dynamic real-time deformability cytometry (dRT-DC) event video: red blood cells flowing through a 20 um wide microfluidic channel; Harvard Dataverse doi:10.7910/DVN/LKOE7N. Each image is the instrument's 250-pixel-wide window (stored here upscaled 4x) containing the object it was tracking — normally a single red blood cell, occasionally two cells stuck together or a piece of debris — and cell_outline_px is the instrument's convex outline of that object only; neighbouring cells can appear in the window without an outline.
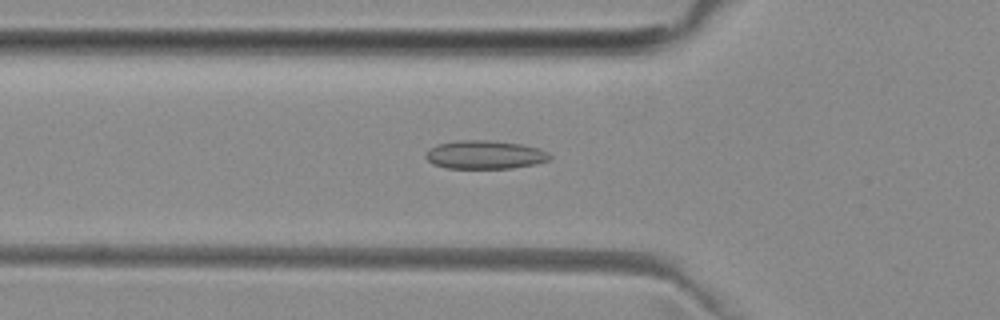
{"species": "common noctule bat (a hibernating species)", "species_latin": "Nyctalus noctula", "temperature_condition": "room temperature", "stored_images_in_passage": 49, "camera_frame_rate_fps": 3000, "um_per_image_px": 0.085, "animal": {"sex": "female", "body_mass_g": 29.2, "forearm_length_mm": 56.3}, "frame": {"image": 1, "passage_image": 18, "time_ms": 5.667, "image_size_px": [1000, 320], "cell_outline_px": [[552, 160], [536, 164], [512, 168], [444, 168], [432, 164], [424, 156], [424, 152], [428, 148], [436, 144], [456, 140], [488, 140], [520, 144], [540, 148], [548, 152], [552, 156]], "centroid_in_image_um": [41.19, 13.15], "position_along_channel_um": 84.6, "area_um2": 20.98}}
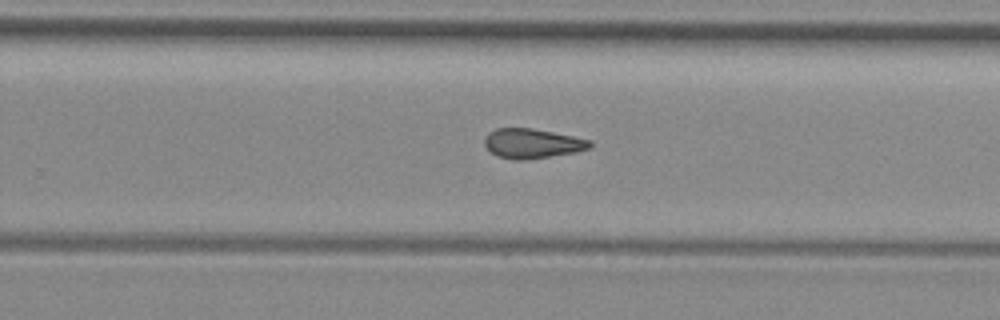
{"frame": {"image": 2, "passage_image": 33, "time_ms": 10.667, "image_size_px": [1000, 320], "cell_outline_px": [[592, 144], [588, 148], [576, 152], [524, 160], [512, 160], [496, 156], [484, 144], [484, 136], [488, 132], [496, 128], [532, 128], [592, 140]], "centroid_in_image_um": [45.2, 12.19], "position_along_channel_um": 284.6, "area_um2": 18.21}}
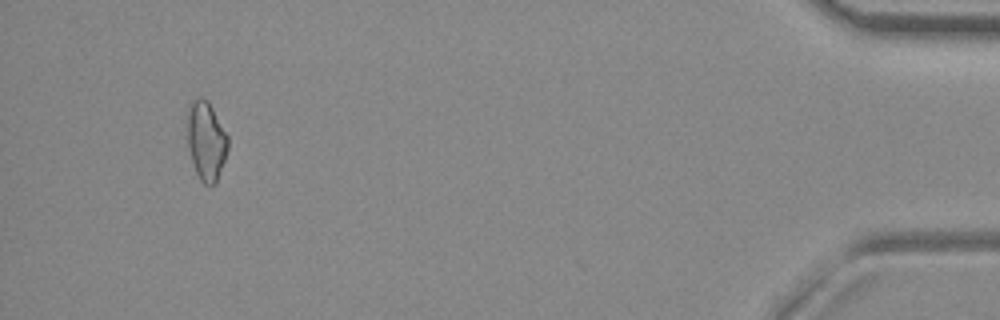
{"frame": {"image": 3, "passage_image": 49, "time_ms": 16.0, "image_size_px": [1000, 320], "cell_outline_px": [[228, 148], [216, 184], [204, 184], [200, 180], [196, 172], [188, 148], [188, 116], [192, 100], [208, 100], [228, 136]], "centroid_in_image_um": [17.54, 12.02], "position_along_channel_um": 417.7, "area_um2": 18.21}, "authors_computed_cell_mechanics": {"area_um2": 18.9006, "velocity_mm_per_s": 3.9854, "shape_relaxation_time_tau1_ms": null, "shape_relaxation_time_tau2_ms": 5.5615, "deformation_change_tau1": null, "deformation_change_tau2": 0.1422}}